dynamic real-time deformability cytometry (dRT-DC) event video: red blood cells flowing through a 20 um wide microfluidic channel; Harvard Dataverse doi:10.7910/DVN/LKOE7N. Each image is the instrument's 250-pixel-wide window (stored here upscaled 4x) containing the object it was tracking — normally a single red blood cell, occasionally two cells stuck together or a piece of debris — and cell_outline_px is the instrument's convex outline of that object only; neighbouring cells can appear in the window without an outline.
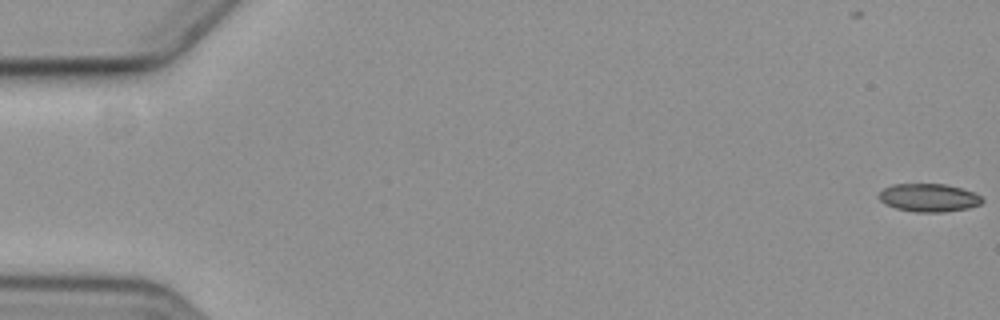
{"species": "common noctule bat (a hibernating species)", "species_latin": "Nyctalus noctula", "temperature_condition": "cold", "stored_images_in_passage": 14, "camera_frame_rate_fps": 3000, "um_per_image_px": 0.085, "animal": {"sex": "female", "body_mass_g": 19.3, "forearm_length_mm": 54.1}, "frame": {"image": 1, "passage_image": 1, "time_ms": 0.0, "image_size_px": [1000, 320], "cell_outline_px": [[984, 200], [980, 204], [968, 208], [940, 212], [916, 212], [896, 208], [884, 204], [880, 200], [880, 192], [884, 188], [892, 184], [944, 184], [960, 188], [972, 192], [980, 196]], "centroid_in_image_um": [78.93, 16.8], "position_along_channel_um": 6.1, "area_um2": 16.7}}
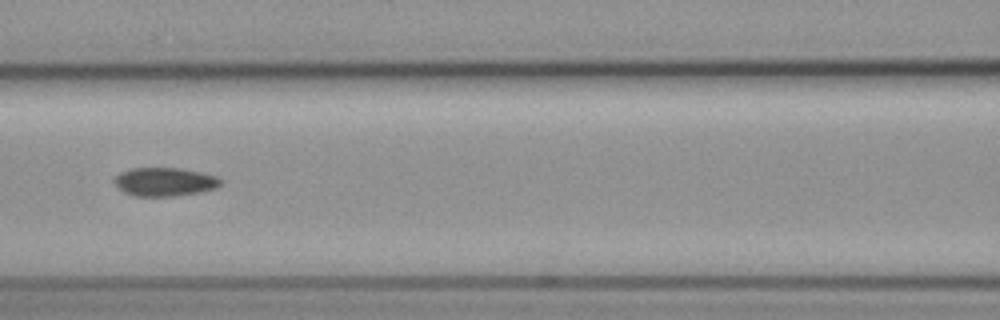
{"frame": {"image": 2, "passage_image": 7, "time_ms": 8.667, "image_size_px": [1000, 320], "cell_outline_px": [[220, 184], [216, 188], [200, 192], [172, 196], [132, 196], [124, 192], [112, 180], [120, 172], [132, 168], [180, 168], [200, 172], [216, 176], [220, 180]], "centroid_in_image_um": [13.97, 15.45], "position_along_channel_um": 152.6, "area_um2": 17.57}}
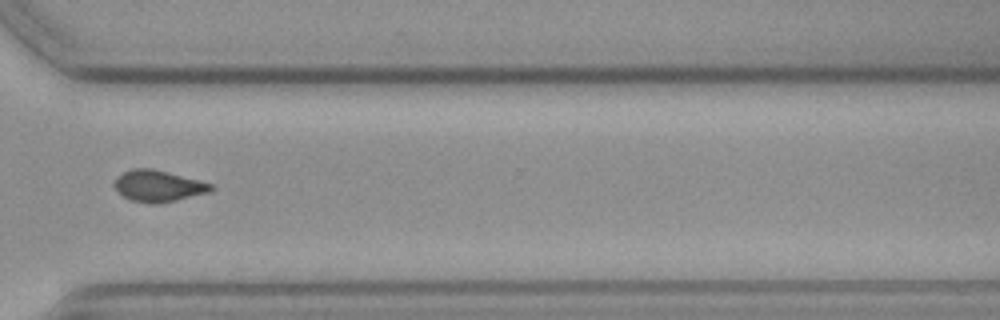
{"frame": {"image": 3, "passage_image": 12, "time_ms": 14.333, "image_size_px": [1000, 320], "cell_outline_px": [[216, 188], [212, 192], [160, 204], [152, 204], [132, 200], [124, 196], [112, 184], [124, 172], [132, 168], [152, 168], [168, 172], [212, 184]], "centroid_in_image_um": [13.51, 15.82], "position_along_channel_um": 357.1, "area_um2": 17.63}}